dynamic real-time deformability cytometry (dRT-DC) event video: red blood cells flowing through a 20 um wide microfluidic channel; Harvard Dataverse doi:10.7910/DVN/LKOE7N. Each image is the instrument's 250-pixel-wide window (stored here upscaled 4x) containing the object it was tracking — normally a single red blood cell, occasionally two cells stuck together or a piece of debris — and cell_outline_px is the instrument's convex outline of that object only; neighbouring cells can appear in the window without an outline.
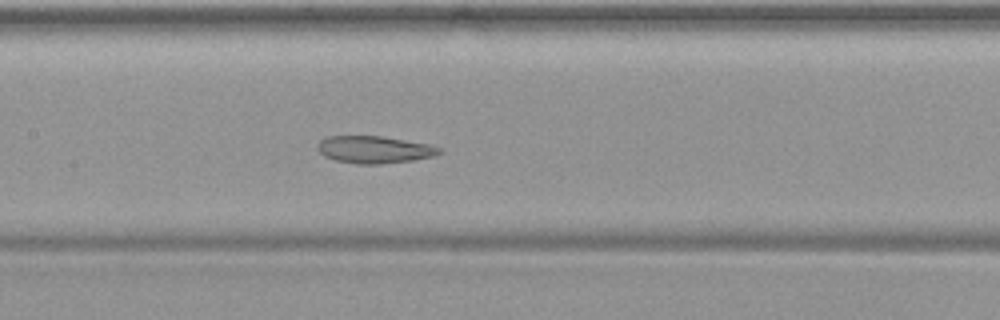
{"species": "common noctule bat (a hibernating species)", "species_latin": "Nyctalus noctula", "temperature_condition": "warm", "stored_images_in_passage": 51, "camera_frame_rate_fps": 3000, "um_per_image_px": 0.085, "animal": {"sex": "female", "body_mass_g": 19.9}, "frame": {"image": 1, "passage_image": 25, "time_ms": 8.0, "image_size_px": [1000, 320], "cell_outline_px": [[440, 152], [432, 156], [412, 160], [380, 164], [356, 164], [336, 160], [324, 156], [316, 148], [316, 144], [320, 140], [328, 136], [380, 136], [432, 144], [440, 148]], "centroid_in_image_um": [31.78, 12.71], "position_along_channel_um": 175.6, "area_um2": 19.31}}
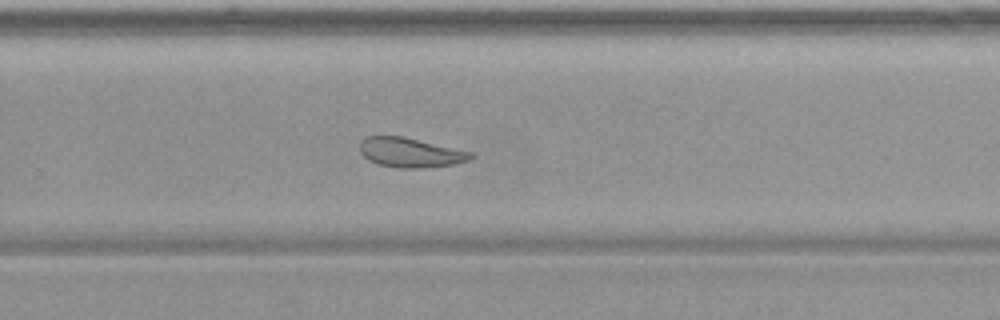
{"frame": {"image": 2, "passage_image": 34, "time_ms": 11.0, "image_size_px": [1000, 320], "cell_outline_px": [[476, 156], [468, 160], [452, 164], [424, 168], [396, 168], [380, 164], [368, 160], [360, 152], [360, 140], [368, 136], [404, 136], [472, 152]], "centroid_in_image_um": [34.87, 12.96], "position_along_channel_um": 294.9, "area_um2": 19.13}}
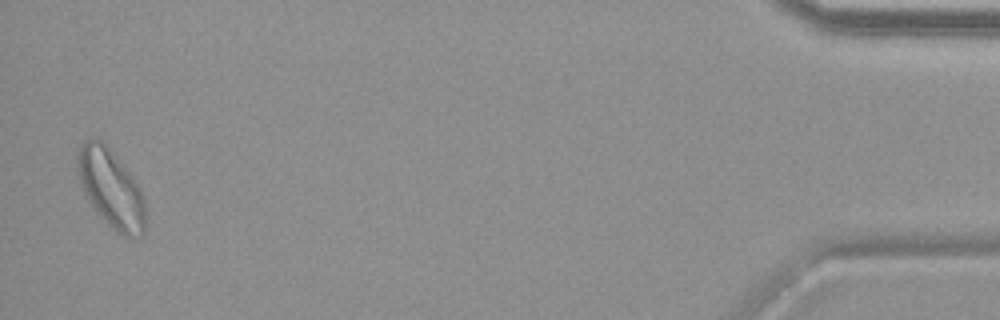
{"frame": {"image": 3, "passage_image": 50, "time_ms": 16.333, "image_size_px": [1000, 320], "cell_outline_px": [[148, 220], [144, 232], [140, 236], [124, 236], [112, 228], [100, 216], [84, 192], [80, 180], [76, 164], [76, 160], [80, 148], [84, 140], [104, 140], [140, 188], [144, 196]], "centroid_in_image_um": [9.48, 16.04], "position_along_channel_um": 425.7, "area_um2": 30.81}}